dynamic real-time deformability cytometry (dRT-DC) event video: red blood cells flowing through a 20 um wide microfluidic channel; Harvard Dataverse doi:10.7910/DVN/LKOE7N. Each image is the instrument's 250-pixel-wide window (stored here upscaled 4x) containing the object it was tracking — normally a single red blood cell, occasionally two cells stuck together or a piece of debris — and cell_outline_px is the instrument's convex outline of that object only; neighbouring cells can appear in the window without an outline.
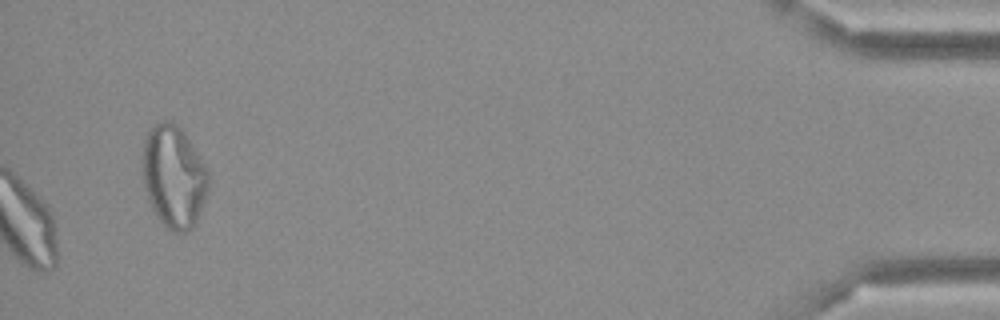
{"species": "Egyptian fruit bat (a non-hibernating species)", "species_latin": "Rousettus aegyptiacus", "temperature_condition": "cold", "stored_images_in_passage": 41, "camera_frame_rate_fps": 3000, "um_per_image_px": 0.085, "frame": {"image": 1, "passage_image": 41, "time_ms": 13.333, "image_size_px": [1000, 320], "cell_outline_px": [[208, 188], [200, 212], [192, 228], [184, 232], [172, 232], [164, 228], [152, 208], [148, 200], [144, 184], [140, 160], [144, 140], [148, 132], [156, 124], [164, 120], [172, 120], [180, 124], [208, 168]], "centroid_in_image_um": [14.75, 14.97], "position_along_channel_um": 420.4, "area_um2": 40.06}}